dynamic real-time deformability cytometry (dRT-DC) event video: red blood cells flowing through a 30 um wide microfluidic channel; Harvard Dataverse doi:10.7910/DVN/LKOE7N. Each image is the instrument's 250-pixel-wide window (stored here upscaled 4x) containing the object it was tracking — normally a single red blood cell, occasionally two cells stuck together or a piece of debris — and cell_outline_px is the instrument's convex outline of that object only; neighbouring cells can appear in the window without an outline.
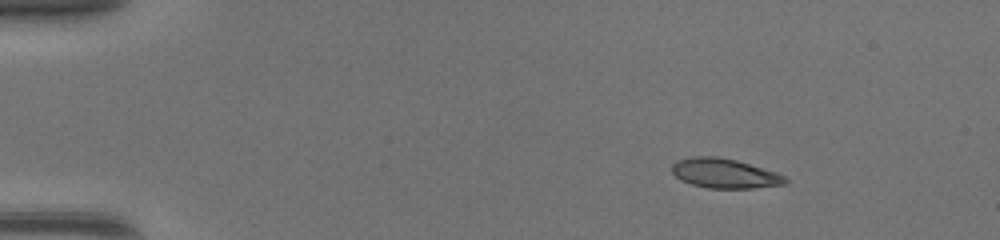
{"species": "common noctule bat (a hibernating species)", "species_latin": "Nyctalus noctula", "temperature_condition": "warm", "stored_images_in_passage": 49, "camera_frame_rate_fps": 3000, "um_per_image_px": 0.085, "animal": {"sex": "female", "body_mass_g": 17.0, "forearm_length_mm": 48.0}, "frame": {"image": 1, "passage_image": 8, "time_ms": 2.333, "image_size_px": [1000, 240], "cell_outline_px": [[788, 180], [784, 184], [752, 188], [708, 188], [692, 184], [680, 180], [672, 172], [672, 164], [676, 160], [692, 156], [716, 156], [736, 160], [776, 172], [784, 176]], "centroid_in_image_um": [61.55, 14.73], "position_along_channel_um": 23.4, "area_um2": 19.48}}
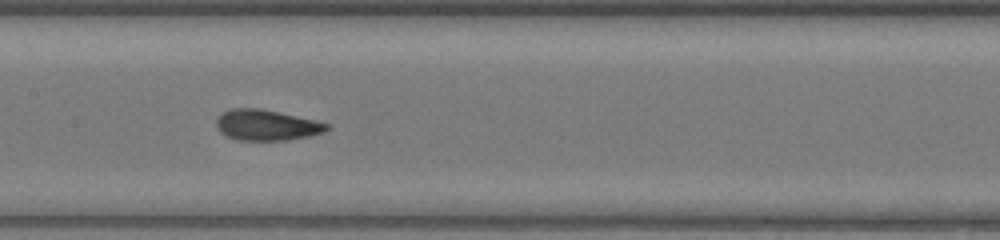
{"frame": {"image": 2, "passage_image": 26, "time_ms": 8.333, "image_size_px": [1000, 240], "cell_outline_px": [[332, 128], [324, 132], [308, 136], [288, 140], [236, 140], [224, 136], [216, 128], [216, 120], [224, 112], [232, 108], [260, 108], [316, 120], [332, 124]], "centroid_in_image_um": [22.68, 10.64], "position_along_channel_um": 184.7, "area_um2": 20.0}}
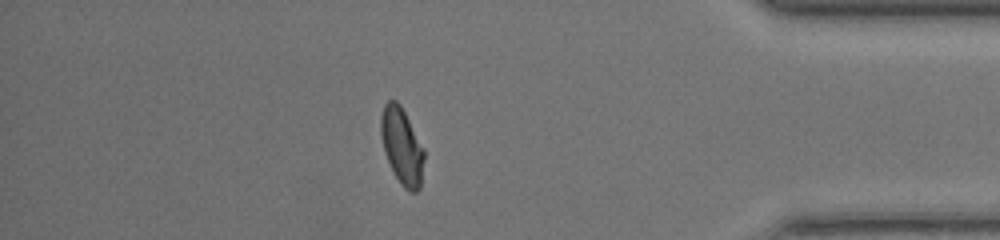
{"frame": {"image": 3, "passage_image": 43, "time_ms": 14.0, "image_size_px": [1000, 240], "cell_outline_px": [[424, 160], [420, 188], [416, 192], [408, 192], [400, 184], [384, 152], [380, 132], [380, 116], [384, 104], [388, 100], [396, 100], [400, 104], [424, 148]], "centroid_in_image_um": [34.16, 12.42], "position_along_channel_um": 401.0, "area_um2": 19.31}, "authors_computed_cell_mechanics": {"area_um2": 19.4786, "velocity_mm_per_s": 4.3888, "shape_relaxation_time_tau1_ms": 9.6454, "shape_relaxation_time_tau2_ms": 0.8065, "deformation_change_tau1": 0.2923, "deformation_change_tau2": 0.0551}}